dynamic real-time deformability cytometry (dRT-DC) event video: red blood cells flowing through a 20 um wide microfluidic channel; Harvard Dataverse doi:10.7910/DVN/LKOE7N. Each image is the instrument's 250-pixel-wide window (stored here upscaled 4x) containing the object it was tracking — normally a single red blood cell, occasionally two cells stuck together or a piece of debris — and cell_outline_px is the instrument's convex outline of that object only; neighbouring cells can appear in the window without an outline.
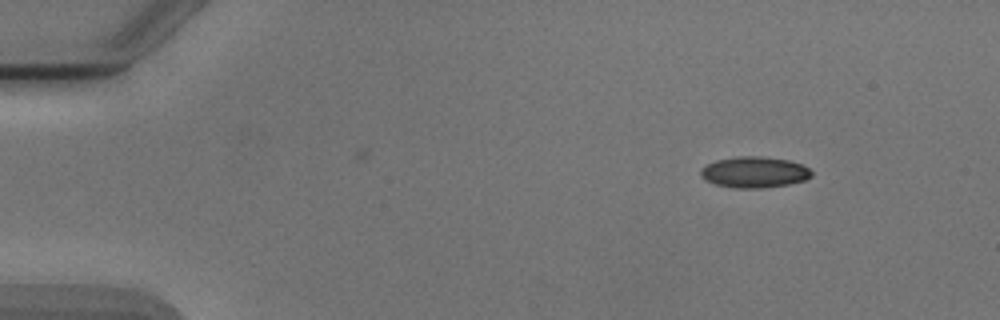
{"species": "Egyptian fruit bat (a non-hibernating species)", "species_latin": "Rousettus aegyptiacus", "temperature_condition": "cold", "stored_images_in_passage": 2, "camera_frame_rate_fps": 3000, "um_per_image_px": 0.085, "animal": {"sex": "male"}, "frame": {"image": 1, "passage_image": 1, "time_ms": 0.0, "image_size_px": [1000, 320], "cell_outline_px": [[812, 176], [804, 180], [788, 184], [760, 188], [736, 188], [716, 184], [704, 180], [700, 176], [700, 168], [716, 160], [736, 156], [764, 156], [788, 160], [800, 164], [808, 168], [812, 172]], "centroid_in_image_um": [64.09, 14.63], "position_along_channel_um": 20.9, "area_um2": 20.06}}